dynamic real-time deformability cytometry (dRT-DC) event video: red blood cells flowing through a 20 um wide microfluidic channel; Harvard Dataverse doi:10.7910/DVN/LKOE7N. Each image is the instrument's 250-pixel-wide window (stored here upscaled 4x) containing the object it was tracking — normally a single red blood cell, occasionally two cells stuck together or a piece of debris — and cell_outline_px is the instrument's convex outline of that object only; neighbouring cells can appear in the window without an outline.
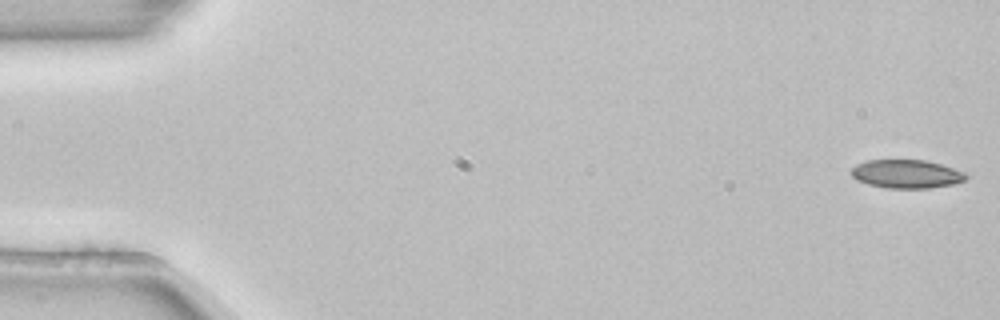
{"species": "common noctule bat (a hibernating species)", "species_latin": "Nyctalus noctula", "temperature_condition": "room temperature", "stored_images_in_passage": 53, "camera_frame_rate_fps": 3000, "um_per_image_px": 0.085, "animal": {"sex": "female", "body_mass_g": 22.7, "forearm_length_mm": 54.2}, "frame": {"image": 1, "passage_image": 1, "time_ms": 0.0, "image_size_px": [1000, 320], "cell_outline_px": [[968, 176], [964, 180], [952, 184], [928, 188], [884, 188], [868, 184], [856, 180], [852, 176], [852, 168], [856, 164], [868, 160], [924, 160], [940, 164], [964, 172]], "centroid_in_image_um": [77.02, 14.79], "position_along_channel_um": 8.0, "area_um2": 18.9}}
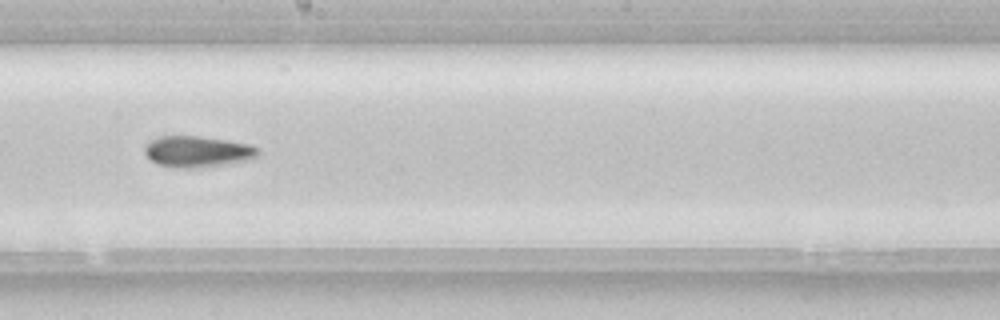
{"frame": {"image": 2, "passage_image": 30, "time_ms": 9.667, "image_size_px": [1000, 320], "cell_outline_px": [[260, 152], [252, 160], [192, 168], [172, 168], [156, 164], [144, 152], [144, 148], [152, 140], [160, 136], [200, 136], [248, 144], [256, 148]], "centroid_in_image_um": [16.77, 12.89], "position_along_channel_um": 231.4, "area_um2": 20.35}}
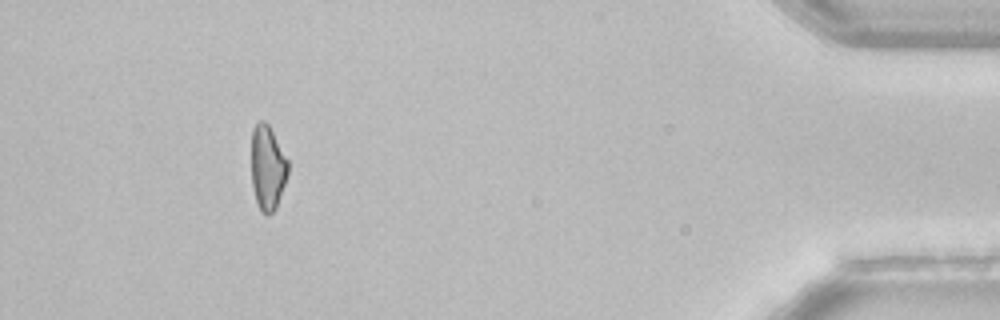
{"frame": {"image": 3, "passage_image": 49, "time_ms": 16.0, "image_size_px": [1000, 320], "cell_outline_px": [[288, 172], [276, 208], [268, 216], [260, 212], [256, 200], [252, 184], [252, 128], [260, 120], [264, 120], [268, 124], [288, 160]], "centroid_in_image_um": [22.73, 14.26], "position_along_channel_um": 412.5, "area_um2": 17.92}}